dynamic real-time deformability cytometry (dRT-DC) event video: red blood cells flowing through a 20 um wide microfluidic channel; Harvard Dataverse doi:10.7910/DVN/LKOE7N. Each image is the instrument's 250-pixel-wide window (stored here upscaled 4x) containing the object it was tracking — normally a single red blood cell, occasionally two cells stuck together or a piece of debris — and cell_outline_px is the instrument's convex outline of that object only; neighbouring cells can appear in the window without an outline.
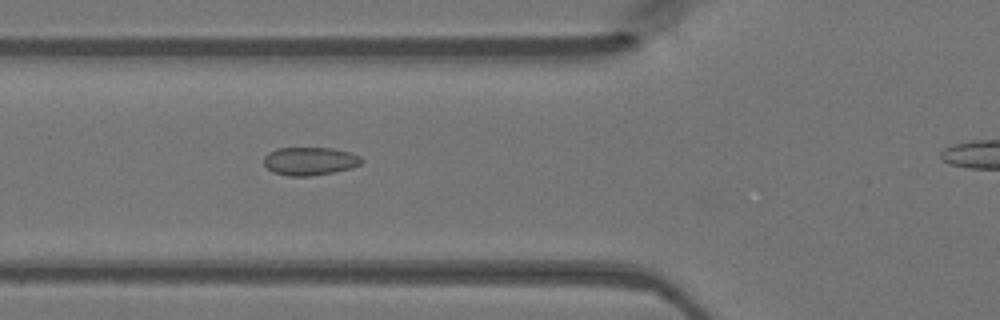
{"species": "Egyptian fruit bat (a non-hibernating species)", "species_latin": "Rousettus aegyptiacus", "temperature_condition": "warm", "stored_images_in_passage": 35, "camera_frame_rate_fps": 3000, "um_per_image_px": 0.085, "animal": {"sex": "female"}, "frame": {"image": 1, "passage_image": 10, "time_ms": 3.0, "image_size_px": [1000, 320], "cell_outline_px": [[364, 160], [360, 164], [352, 168], [332, 172], [308, 176], [288, 176], [272, 172], [264, 164], [264, 156], [268, 152], [276, 148], [332, 148], [348, 152], [360, 156]], "centroid_in_image_um": [26.31, 13.69], "position_along_channel_um": 99.5, "area_um2": 16.01}}
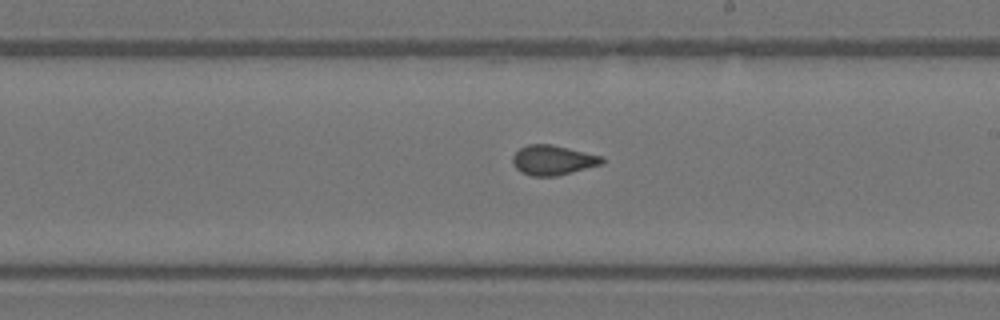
{"frame": {"image": 2, "passage_image": 20, "time_ms": 6.333, "image_size_px": [1000, 320], "cell_outline_px": [[604, 164], [556, 176], [532, 176], [520, 172], [512, 164], [512, 156], [520, 148], [528, 144], [552, 144], [604, 156]], "centroid_in_image_um": [47.01, 13.61], "position_along_channel_um": 242.0, "area_um2": 15.72}}
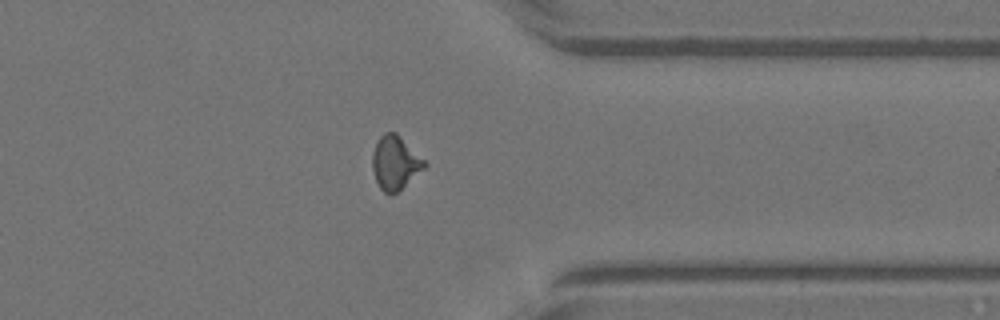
{"frame": {"image": 3, "passage_image": 30, "time_ms": 9.667, "image_size_px": [1000, 320], "cell_outline_px": [[428, 164], [424, 168], [392, 196], [388, 196], [380, 188], [376, 180], [372, 168], [372, 152], [380, 136], [384, 132], [396, 132]], "centroid_in_image_um": [33.56, 13.84], "position_along_channel_um": 377.8, "area_um2": 16.13}}